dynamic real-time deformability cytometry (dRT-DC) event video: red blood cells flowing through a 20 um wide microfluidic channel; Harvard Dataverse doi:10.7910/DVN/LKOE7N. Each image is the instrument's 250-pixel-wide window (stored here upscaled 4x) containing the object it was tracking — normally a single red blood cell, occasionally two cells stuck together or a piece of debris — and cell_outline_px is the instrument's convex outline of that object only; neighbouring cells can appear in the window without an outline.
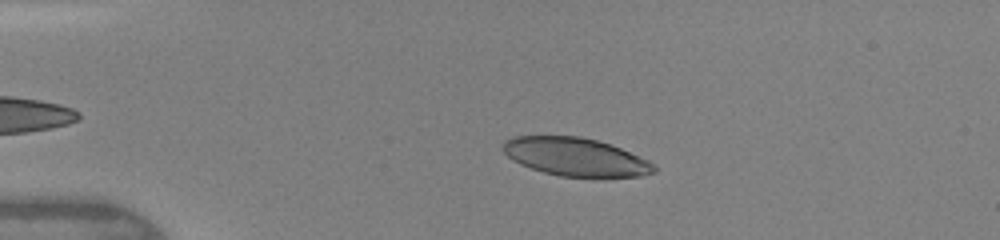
{"species": "human", "species_latin": "Homo sapiens", "temperature_condition": "warm", "stored_images_in_passage": 7, "camera_frame_rate_fps": 3000, "um_per_image_px": 0.085, "donor": {"sex": "female"}, "frame": {"image": 1, "passage_image": 4, "time_ms": 2.0, "image_size_px": [1000, 240], "cell_outline_px": [[656, 172], [644, 176], [604, 180], [560, 176], [544, 172], [520, 164], [512, 160], [500, 148], [504, 140], [512, 136], [580, 136], [596, 140], [620, 148], [648, 160], [656, 168]], "centroid_in_image_um": [48.95, 13.38], "position_along_channel_um": 36.0, "area_um2": 34.56}}